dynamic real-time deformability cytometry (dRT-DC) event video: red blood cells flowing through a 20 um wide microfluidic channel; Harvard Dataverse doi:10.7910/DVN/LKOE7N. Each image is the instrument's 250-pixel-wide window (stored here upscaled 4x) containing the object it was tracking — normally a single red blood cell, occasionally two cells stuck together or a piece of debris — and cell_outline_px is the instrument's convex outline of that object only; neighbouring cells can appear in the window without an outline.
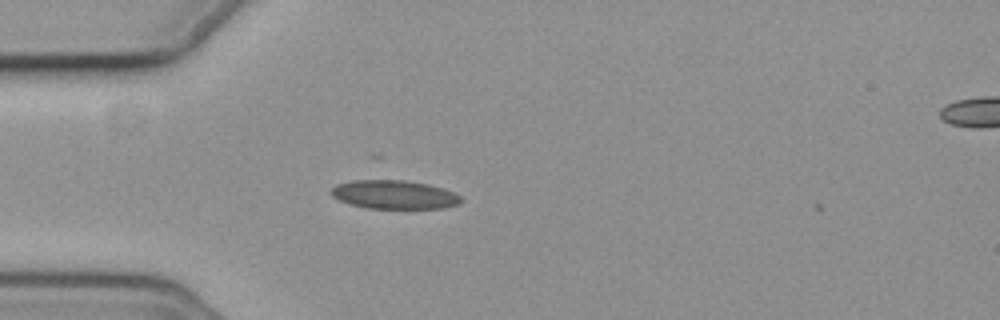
{"species": "common noctule bat (a hibernating species)", "species_latin": "Nyctalus noctula", "temperature_condition": "cold", "stored_images_in_passage": 43, "camera_frame_rate_fps": 3000, "um_per_image_px": 0.085, "animal": {"sex": "female", "body_mass_g": 19.3, "forearm_length_mm": 54.1}, "frame": {"image": 1, "passage_image": 1, "time_ms": 0.0, "image_size_px": [1000, 320], "cell_outline_px": [[464, 200], [460, 204], [444, 208], [364, 208], [348, 204], [332, 196], [328, 192], [336, 184], [352, 180], [404, 180], [428, 184], [444, 188], [460, 196]], "centroid_in_image_um": [33.49, 16.54], "position_along_channel_um": 51.5, "area_um2": 21.91}}
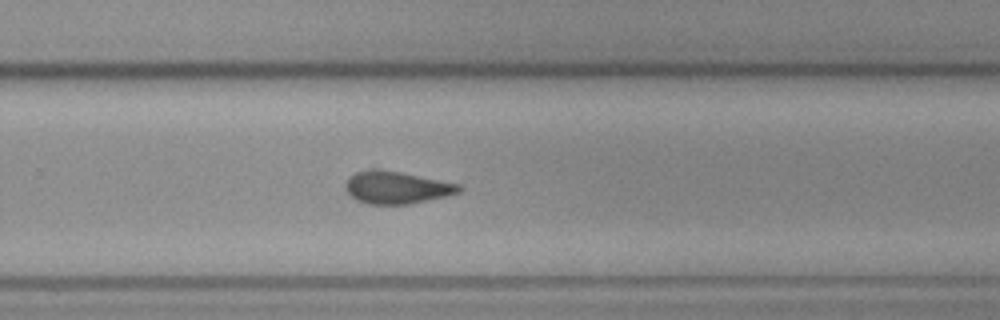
{"frame": {"image": 2, "passage_image": 22, "time_ms": 7.0, "image_size_px": [1000, 320], "cell_outline_px": [[464, 188], [460, 192], [448, 196], [412, 204], [368, 204], [356, 200], [344, 188], [344, 184], [348, 176], [356, 172], [368, 168], [376, 168], [400, 172], [460, 184]], "centroid_in_image_um": [33.7, 15.93], "position_along_channel_um": 296.1, "area_um2": 21.79}}
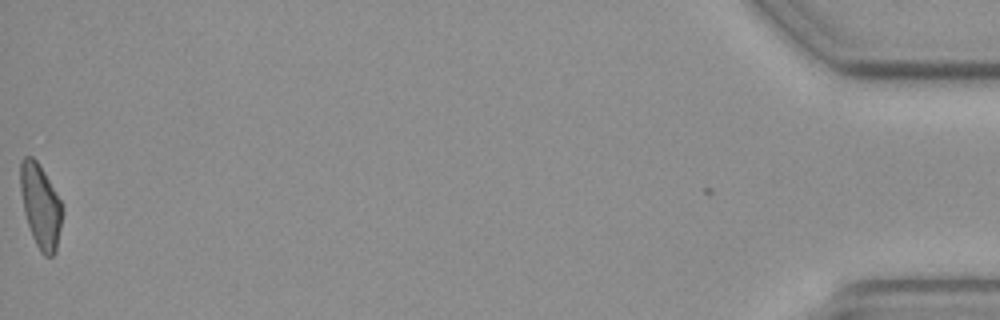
{"frame": {"image": 3, "passage_image": 42, "time_ms": 13.667, "image_size_px": [1000, 320], "cell_outline_px": [[64, 212], [56, 252], [52, 256], [44, 256], [40, 252], [32, 236], [24, 212], [20, 192], [20, 160], [24, 156], [32, 156], [40, 164], [60, 200]], "centroid_in_image_um": [3.45, 17.51], "position_along_channel_um": 431.8, "area_um2": 20.69}, "authors_computed_cell_mechanics": {"area_um2": 21.1548, "velocity_mm_per_s": 3.6462, "shape_relaxation_time_tau1_ms": 7.2243, "shape_relaxation_time_tau2_ms": 3.6118, "deformation_change_tau1": 0.1218, "deformation_change_tau2": 0.0918}}